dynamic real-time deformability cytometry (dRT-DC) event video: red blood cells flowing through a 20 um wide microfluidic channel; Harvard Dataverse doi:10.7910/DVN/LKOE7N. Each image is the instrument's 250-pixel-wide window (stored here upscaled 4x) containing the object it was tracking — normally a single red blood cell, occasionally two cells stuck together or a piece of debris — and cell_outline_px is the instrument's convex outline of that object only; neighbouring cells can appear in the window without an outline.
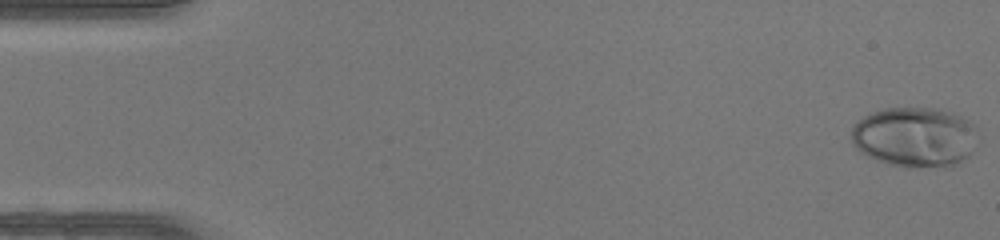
{"species": "human", "species_latin": "Homo sapiens", "temperature_condition": "warm", "stored_images_in_passage": 48, "camera_frame_rate_fps": 3000, "um_per_image_px": 0.085, "donor": {"sex": "female"}, "frame": {"image": 1, "passage_image": 1, "time_ms": 0.0, "image_size_px": [1000, 240], "cell_outline_px": [[972, 152], [968, 156], [956, 164], [944, 168], [908, 168], [888, 164], [876, 160], [860, 152], [852, 144], [852, 124], [856, 120], [872, 112], [884, 108], [936, 108], [952, 112], [968, 120], [972, 124]], "centroid_in_image_um": [77.67, 11.67], "position_along_channel_um": 7.3, "area_um2": 44.33}}
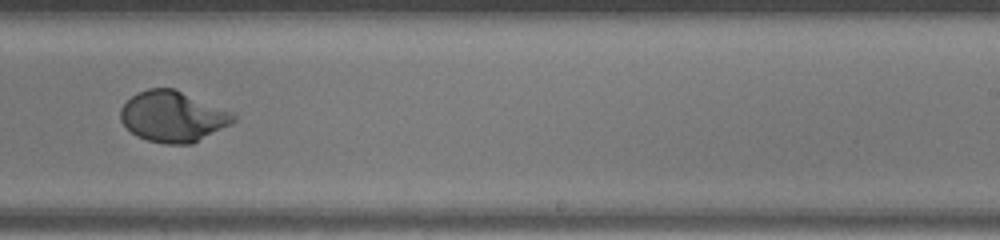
{"frame": {"image": 2, "passage_image": 30, "time_ms": 9.667, "image_size_px": [1000, 240], "cell_outline_px": [[236, 120], [232, 124], [192, 144], [164, 144], [148, 140], [136, 136], [120, 120], [120, 108], [136, 92], [148, 88], [172, 88], [232, 112], [236, 116]], "centroid_in_image_um": [14.69, 9.92], "position_along_channel_um": 274.3, "area_um2": 33.29}}
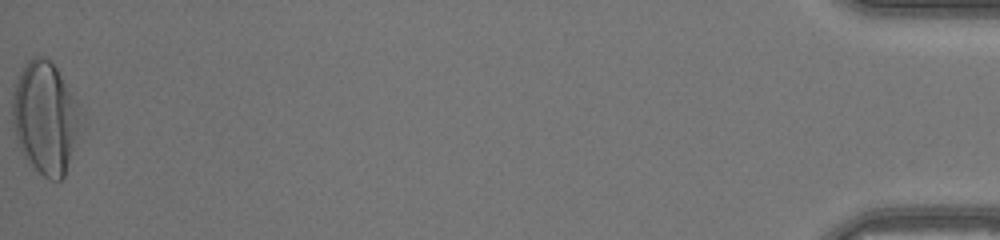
{"frame": {"image": 3, "passage_image": 48, "time_ms": 15.667, "image_size_px": [1000, 240], "cell_outline_px": [[76, 128], [64, 176], [60, 180], [48, 180], [24, 156], [16, 140], [12, 120], [12, 92], [16, 80], [24, 64], [32, 56], [44, 56], [52, 60], [72, 96], [76, 120]], "centroid_in_image_um": [3.71, 9.94], "position_along_channel_um": 431.5, "area_um2": 42.66}, "authors_computed_cell_mechanics": {"area_um2": 34.1598, "velocity_mm_per_s": 4.3717, "shape_relaxation_time_tau1_ms": 3.5002, "shape_relaxation_time_tau2_ms": null, "deformation_change_tau1": 0.2441, "deformation_change_tau2": null}}